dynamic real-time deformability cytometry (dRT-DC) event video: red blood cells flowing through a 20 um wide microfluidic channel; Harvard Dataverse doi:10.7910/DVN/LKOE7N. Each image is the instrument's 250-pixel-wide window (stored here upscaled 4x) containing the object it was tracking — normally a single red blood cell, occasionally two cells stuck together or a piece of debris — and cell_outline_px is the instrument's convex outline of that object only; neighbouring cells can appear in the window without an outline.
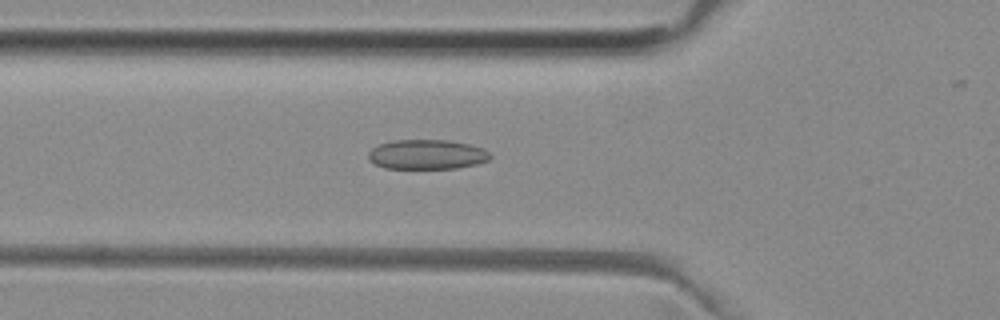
{"species": "common noctule bat (a hibernating species)", "species_latin": "Nyctalus noctula", "temperature_condition": "room temperature", "stored_images_in_passage": 34, "camera_frame_rate_fps": 3000, "um_per_image_px": 0.085, "animal": {"sex": "female", "body_mass_g": 29.2, "forearm_length_mm": 56.3}, "frame": {"image": 1, "passage_image": 8, "time_ms": 2.333, "image_size_px": [1000, 320], "cell_outline_px": [[492, 156], [488, 160], [476, 164], [456, 168], [384, 168], [368, 160], [368, 152], [372, 148], [380, 144], [396, 140], [448, 140], [468, 144], [484, 148]], "centroid_in_image_um": [36.28, 13.13], "position_along_channel_um": 89.5, "area_um2": 20.98}}
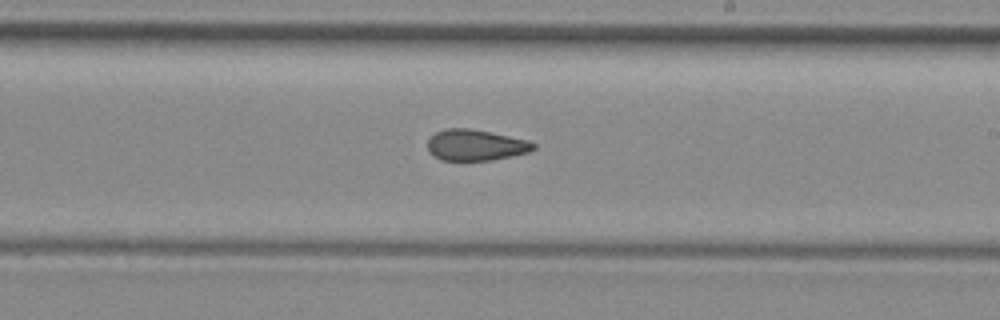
{"frame": {"image": 2, "passage_image": 20, "time_ms": 6.333, "image_size_px": [1000, 320], "cell_outline_px": [[536, 148], [528, 152], [512, 156], [492, 160], [440, 160], [428, 152], [428, 140], [436, 132], [448, 128], [468, 128], [528, 140], [536, 144]], "centroid_in_image_um": [40.42, 12.34], "position_along_channel_um": 248.6, "area_um2": 19.02}}
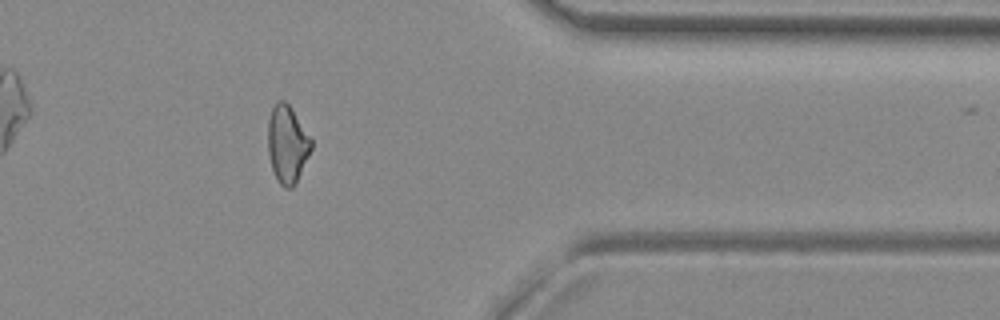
{"frame": {"image": 3, "passage_image": 32, "time_ms": 10.333, "image_size_px": [1000, 320], "cell_outline_px": [[312, 148], [296, 184], [292, 188], [284, 188], [276, 180], [272, 168], [268, 152], [268, 120], [272, 108], [276, 100], [284, 100], [292, 108], [312, 140]], "centroid_in_image_um": [24.41, 12.26], "position_along_channel_um": 387.0, "area_um2": 19.71}}